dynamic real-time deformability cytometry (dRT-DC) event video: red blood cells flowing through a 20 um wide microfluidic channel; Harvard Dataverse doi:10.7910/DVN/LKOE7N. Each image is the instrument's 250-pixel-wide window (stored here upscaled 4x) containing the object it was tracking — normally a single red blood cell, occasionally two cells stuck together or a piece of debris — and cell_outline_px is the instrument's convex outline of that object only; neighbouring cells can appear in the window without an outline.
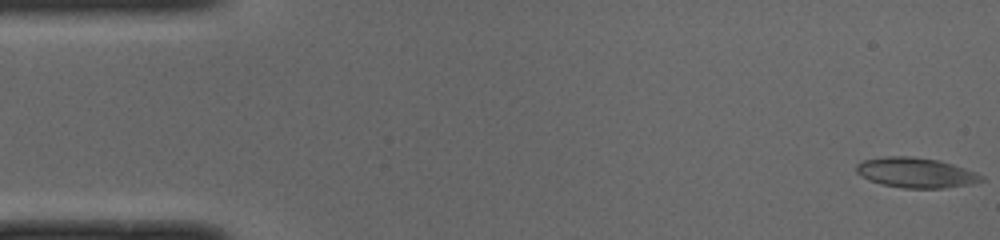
{"species": "common noctule bat (a hibernating species)", "species_latin": "Nyctalus noctula", "temperature_condition": "cold", "stored_images_in_passage": 51, "camera_frame_rate_fps": 3000, "um_per_image_px": 0.085, "animal": {"sex": "male", "body_mass_g": 19.0, "forearm_length_mm": 50.8}, "frame": {"image": 1, "passage_image": 1, "time_ms": 0.0, "image_size_px": [1000, 240], "cell_outline_px": [[984, 180], [968, 184], [940, 188], [904, 188], [884, 184], [872, 180], [856, 172], [856, 164], [864, 160], [884, 156], [912, 156], [940, 160], [976, 172], [984, 176]], "centroid_in_image_um": [77.86, 14.66], "position_along_channel_um": 7.1, "area_um2": 21.62}}
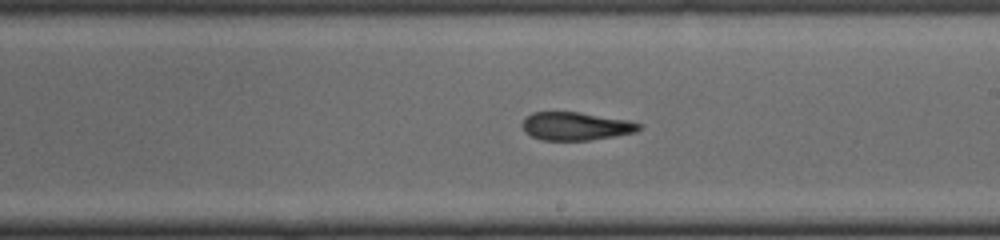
{"frame": {"image": 2, "passage_image": 28, "time_ms": 9.0, "image_size_px": [1000, 240], "cell_outline_px": [[640, 128], [636, 132], [616, 136], [588, 140], [544, 140], [532, 136], [524, 132], [520, 124], [532, 112], [580, 112], [628, 120], [640, 124]], "centroid_in_image_um": [48.92, 10.72], "position_along_channel_um": 240.1, "area_um2": 19.07}}
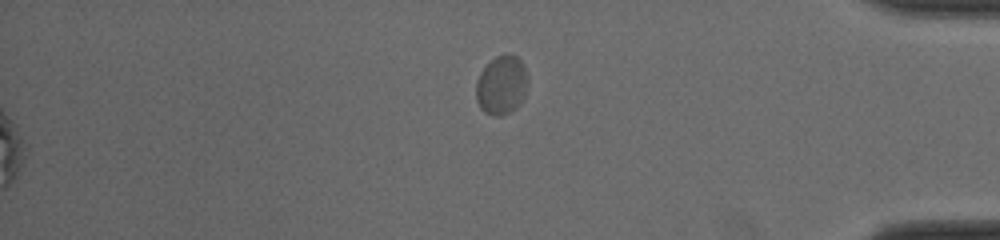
{"frame": {"image": 3, "passage_image": 51, "time_ms": 16.667, "image_size_px": [1000, 240], "cell_outline_px": [[528, 80], [524, 96], [520, 104], [516, 108], [500, 116], [496, 116], [484, 112], [480, 108], [476, 100], [476, 80], [480, 72], [496, 56], [504, 52], [508, 52], [516, 56], [520, 60], [528, 76]], "centroid_in_image_um": [42.63, 7.22], "position_along_channel_um": 392.6, "area_um2": 17.92}, "authors_computed_cell_mechanics": {"area_um2": 20.6924, "velocity_mm_per_s": 4.0033, "shape_relaxation_time_tau1_ms": null, "shape_relaxation_time_tau2_ms": 3.6497, "deformation_change_tau1": null, "deformation_change_tau2": 0.1275}}